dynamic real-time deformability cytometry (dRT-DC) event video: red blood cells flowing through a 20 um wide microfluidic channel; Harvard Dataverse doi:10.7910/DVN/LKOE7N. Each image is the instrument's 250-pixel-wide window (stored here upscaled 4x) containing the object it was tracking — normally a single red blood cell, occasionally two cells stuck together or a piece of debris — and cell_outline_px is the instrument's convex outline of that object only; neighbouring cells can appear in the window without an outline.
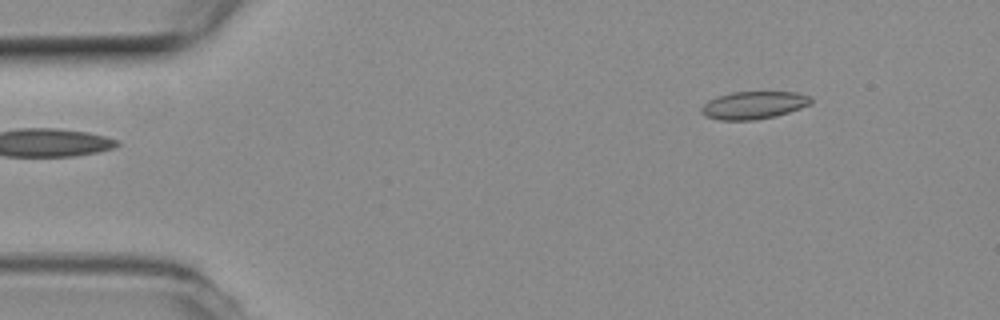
{"species": "common noctule bat (a hibernating species)", "species_latin": "Nyctalus noctula", "temperature_condition": "room temperature", "stored_images_in_passage": 48, "camera_frame_rate_fps": 3000, "um_per_image_px": 0.085, "animal": {"sex": "female", "body_mass_g": 19.3, "forearm_length_mm": 54.1}, "frame": {"image": 1, "passage_image": 1, "time_ms": 0.0, "image_size_px": [1000, 320], "cell_outline_px": [[812, 104], [776, 116], [756, 120], [720, 120], [704, 116], [700, 112], [700, 108], [708, 100], [732, 92], [796, 92], [812, 96]], "centroid_in_image_um": [64.07, 8.94], "position_along_channel_um": 20.9, "area_um2": 17.74}}
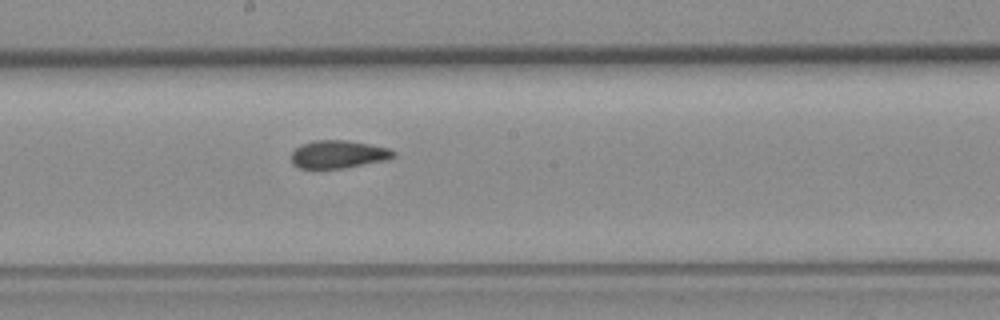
{"frame": {"image": 2, "passage_image": 23, "time_ms": 7.333, "image_size_px": [1000, 320], "cell_outline_px": [[396, 156], [388, 160], [340, 168], [300, 168], [292, 164], [292, 152], [300, 144], [312, 140], [348, 140], [388, 148], [396, 152]], "centroid_in_image_um": [28.75, 13.1], "position_along_channel_um": 219.4, "area_um2": 16.59}}
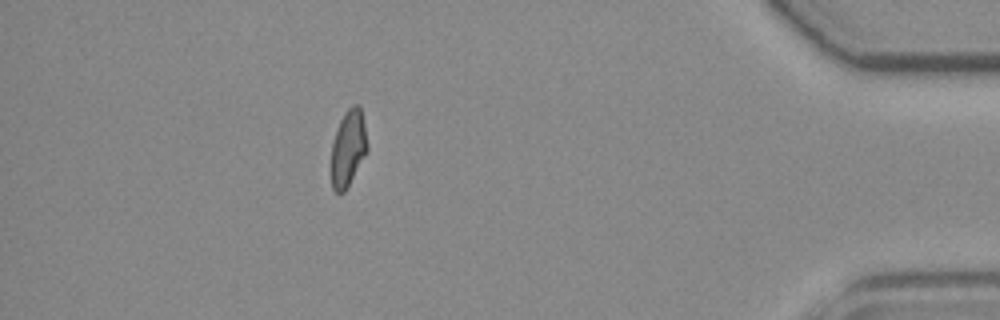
{"frame": {"image": 3, "passage_image": 42, "time_ms": 13.667, "image_size_px": [1000, 320], "cell_outline_px": [[368, 152], [344, 192], [336, 192], [332, 188], [332, 144], [340, 120], [344, 112], [352, 104], [360, 104], [368, 144]], "centroid_in_image_um": [29.62, 12.56], "position_along_channel_um": 405.6, "area_um2": 16.01}, "authors_computed_cell_mechanics": {"area_um2": 16.9065, "velocity_mm_per_s": 3.7976, "shape_relaxation_time_tau1_ms": null, "shape_relaxation_time_tau2_ms": 2.4826, "deformation_change_tau1": null, "deformation_change_tau2": 0.0673}}